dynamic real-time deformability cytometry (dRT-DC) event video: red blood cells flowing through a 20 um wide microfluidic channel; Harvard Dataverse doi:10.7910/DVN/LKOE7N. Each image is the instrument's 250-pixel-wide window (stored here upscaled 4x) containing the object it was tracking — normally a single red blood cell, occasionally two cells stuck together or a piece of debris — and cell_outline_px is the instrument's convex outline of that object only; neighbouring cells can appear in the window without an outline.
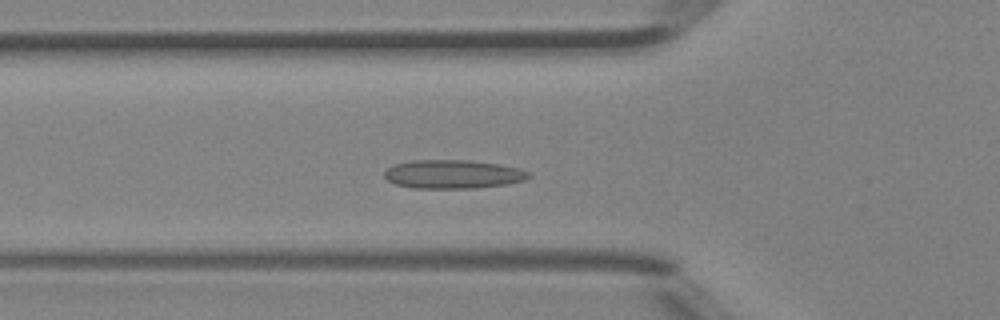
{"species": "Egyptian fruit bat (a non-hibernating species)", "species_latin": "Rousettus aegyptiacus", "temperature_condition": "room temperature", "stored_images_in_passage": 34, "camera_frame_rate_fps": 3000, "um_per_image_px": 0.085, "animal": {"sex": "female"}, "frame": {"image": 1, "passage_image": 4, "time_ms": 1.0, "image_size_px": [1000, 320], "cell_outline_px": [[532, 176], [524, 180], [504, 184], [476, 188], [412, 188], [396, 184], [388, 180], [384, 176], [384, 172], [388, 168], [396, 164], [412, 160], [468, 160], [496, 164], [520, 168], [532, 172]], "centroid_in_image_um": [38.52, 14.81], "position_along_channel_um": 87.3, "area_um2": 24.04}}
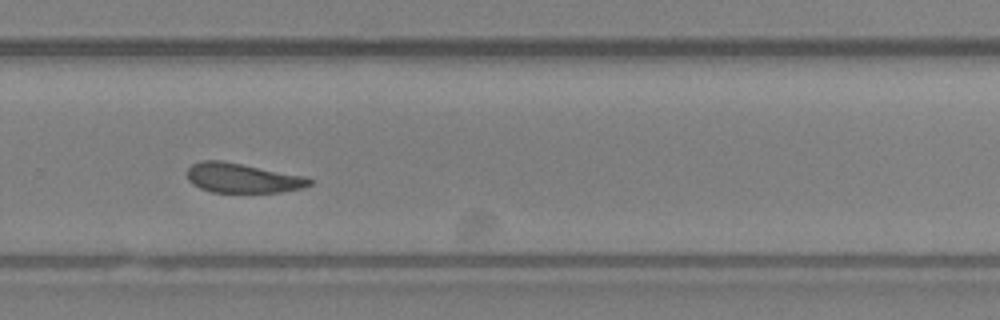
{"frame": {"image": 2, "passage_image": 19, "time_ms": 6.0, "image_size_px": [1000, 320], "cell_outline_px": [[312, 184], [304, 188], [280, 192], [212, 192], [200, 188], [192, 184], [188, 180], [188, 168], [192, 164], [200, 160], [220, 160], [308, 176], [312, 180]], "centroid_in_image_um": [20.64, 15.13], "position_along_channel_um": 309.2, "area_um2": 21.27}}
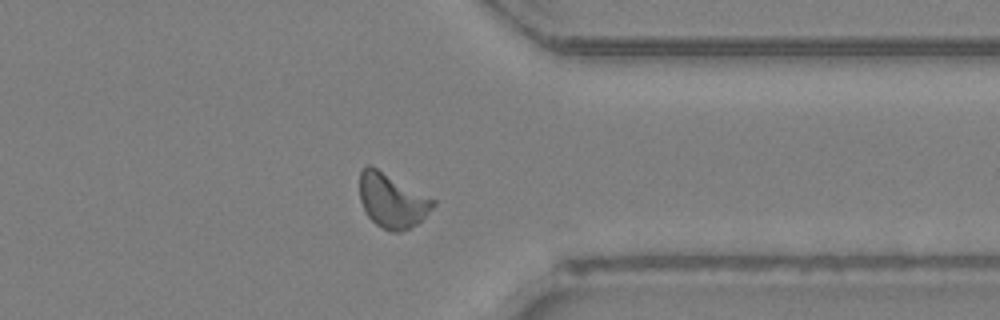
{"frame": {"image": 3, "passage_image": 24, "time_ms": 7.667, "image_size_px": [1000, 320], "cell_outline_px": [[436, 204], [416, 224], [400, 232], [392, 232], [376, 224], [368, 216], [360, 200], [360, 172], [368, 164], [376, 168], [436, 200]], "centroid_in_image_um": [33.32, 17.05], "position_along_channel_um": 378.1, "area_um2": 22.72}, "authors_computed_cell_mechanics": {"area_um2": 21.8773, "velocity_mm_per_s": 4.445, "shape_relaxation_time_tau1_ms": null, "shape_relaxation_time_tau2_ms": 1.6649, "deformation_change_tau1": null, "deformation_change_tau2": 0.0728}}